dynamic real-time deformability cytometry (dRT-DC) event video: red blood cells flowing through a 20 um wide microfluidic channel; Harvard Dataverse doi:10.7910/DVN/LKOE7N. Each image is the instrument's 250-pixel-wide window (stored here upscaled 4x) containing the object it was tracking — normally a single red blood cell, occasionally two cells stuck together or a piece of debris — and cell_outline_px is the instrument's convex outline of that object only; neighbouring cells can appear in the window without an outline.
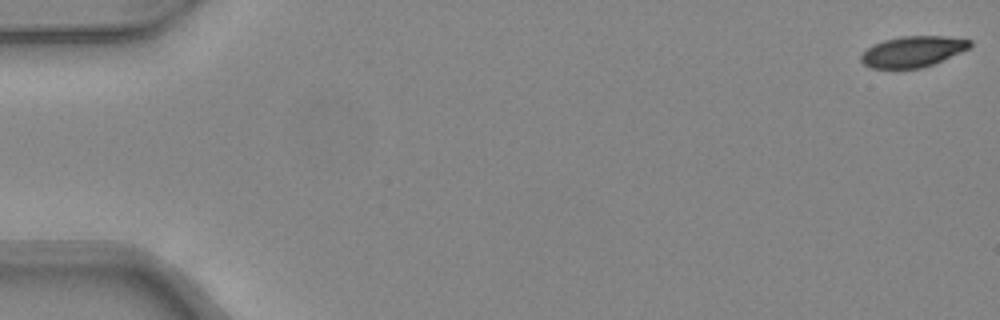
{"species": "common noctule bat (a hibernating species)", "species_latin": "Nyctalus noctula", "temperature_condition": "warm", "stored_images_in_passage": 48, "camera_frame_rate_fps": 3000, "um_per_image_px": 0.085, "animal": {"sex": "female", "body_mass_g": 24.6, "forearm_length_mm": 56.2}, "frame": {"image": 1, "passage_image": 1, "time_ms": 0.0, "image_size_px": [1000, 320], "cell_outline_px": [[972, 48], [932, 64], [920, 68], [868, 68], [860, 60], [860, 56], [872, 44], [884, 40], [900, 36], [944, 36], [972, 40]], "centroid_in_image_um": [77.6, 4.37], "position_along_channel_um": 7.4, "area_um2": 19.65}}
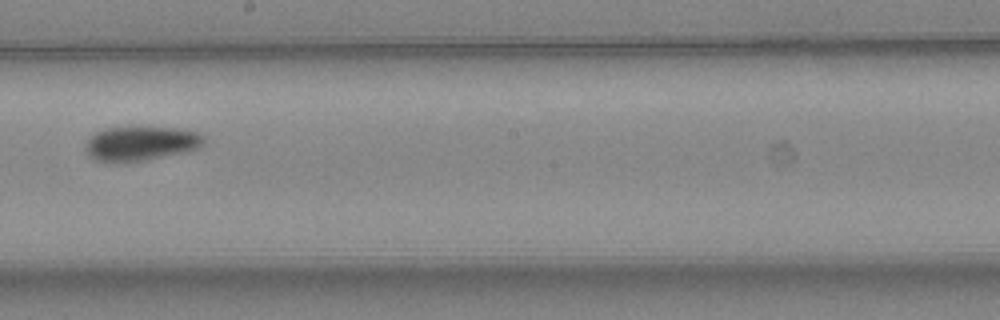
{"frame": {"image": 2, "passage_image": 28, "time_ms": 9.0, "image_size_px": [1000, 320], "cell_outline_px": [[204, 144], [200, 148], [188, 152], [128, 164], [112, 164], [92, 160], [88, 156], [84, 148], [84, 144], [96, 132], [104, 128], [180, 128], [196, 132], [204, 136]], "centroid_in_image_um": [11.93, 12.26], "position_along_channel_um": 236.3, "area_um2": 24.51}}
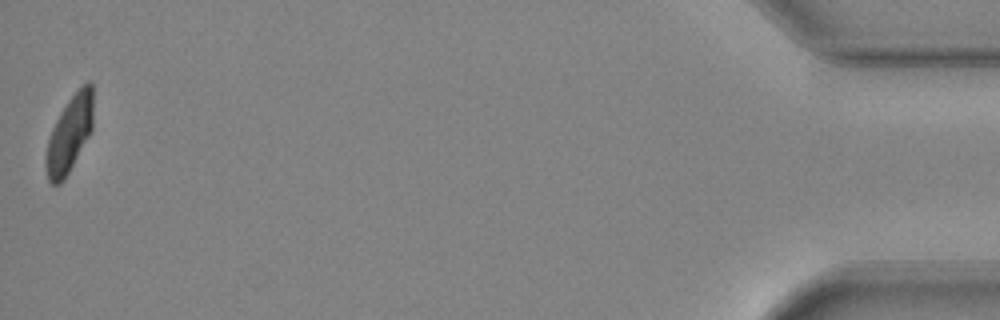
{"frame": {"image": 3, "passage_image": 48, "time_ms": 15.667, "image_size_px": [1000, 320], "cell_outline_px": [[92, 132], [64, 180], [60, 184], [52, 184], [48, 180], [44, 164], [44, 156], [48, 140], [52, 128], [60, 112], [68, 100], [88, 80], [92, 80]], "centroid_in_image_um": [5.89, 11.44], "position_along_channel_um": 429.3, "area_um2": 21.15}, "authors_computed_cell_mechanics": {"area_um2": 22.4842, "velocity_mm_per_s": 4.3343, "shape_relaxation_time_tau1_ms": 3.3641, "shape_relaxation_time_tau2_ms": null, "deformation_change_tau1": 0.1365, "deformation_change_tau2": null}}